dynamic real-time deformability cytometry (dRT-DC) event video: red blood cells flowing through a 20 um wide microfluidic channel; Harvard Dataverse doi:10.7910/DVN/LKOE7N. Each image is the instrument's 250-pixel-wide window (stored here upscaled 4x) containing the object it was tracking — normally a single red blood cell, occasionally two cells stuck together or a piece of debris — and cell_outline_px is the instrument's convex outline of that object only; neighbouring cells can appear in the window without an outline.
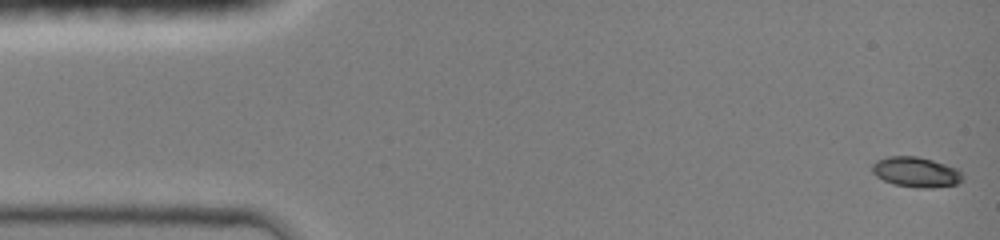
{"species": "common noctule bat (a hibernating species)", "species_latin": "Nyctalus noctula", "temperature_condition": "room temperature", "stored_images_in_passage": 46, "camera_frame_rate_fps": 3000, "um_per_image_px": 0.085, "animal": {"sex": "female", "body_mass_g": 19.0, "forearm_length_mm": 51.5}, "frame": {"image": 1, "passage_image": 1, "time_ms": 0.0, "image_size_px": [1000, 240], "cell_outline_px": [[960, 180], [956, 184], [928, 188], [896, 184], [884, 180], [876, 176], [872, 172], [872, 164], [888, 156], [916, 156], [932, 160], [956, 168], [960, 172]], "centroid_in_image_um": [77.82, 14.61], "position_along_channel_um": 7.2, "area_um2": 15.32}}
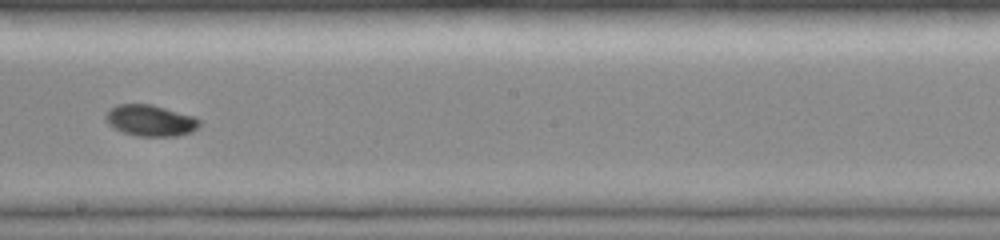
{"frame": {"image": 2, "passage_image": 26, "time_ms": 8.333, "image_size_px": [1000, 240], "cell_outline_px": [[200, 124], [192, 132], [176, 136], [140, 136], [124, 132], [108, 124], [104, 120], [104, 116], [112, 108], [120, 104], [152, 104], [196, 116], [200, 120]], "centroid_in_image_um": [12.82, 10.23], "position_along_channel_um": 235.4, "area_um2": 17.05}}
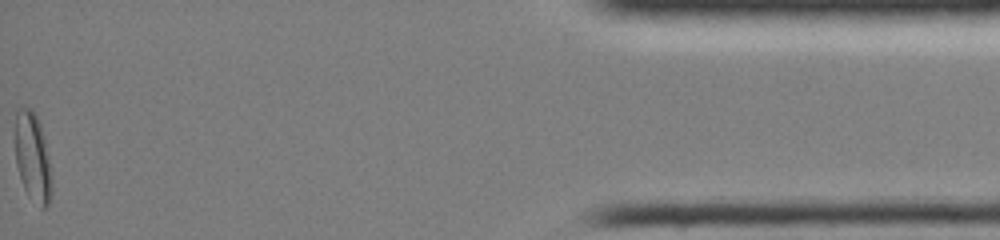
{"frame": {"image": 3, "passage_image": 46, "time_ms": 15.0, "image_size_px": [1000, 240], "cell_outline_px": [[52, 192], [48, 204], [44, 208], [40, 208], [24, 188], [16, 164], [16, 108], [32, 108], [40, 124], [44, 136], [52, 176]], "centroid_in_image_um": [2.8, 13.37], "position_along_channel_um": 432.4, "area_um2": 18.79}, "authors_computed_cell_mechanics": {"area_um2": 16.5308, "velocity_mm_per_s": 4.2124, "shape_relaxation_time_tau1_ms": 3.1522, "shape_relaxation_time_tau2_ms": null, "deformation_change_tau1": 0.1446, "deformation_change_tau2": null}}